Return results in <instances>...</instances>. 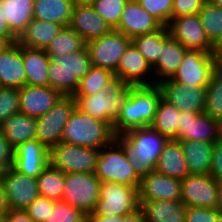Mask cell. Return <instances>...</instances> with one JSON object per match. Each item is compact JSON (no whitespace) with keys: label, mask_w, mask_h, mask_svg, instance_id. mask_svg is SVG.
<instances>
[{"label":"cell","mask_w":222,"mask_h":222,"mask_svg":"<svg viewBox=\"0 0 222 222\" xmlns=\"http://www.w3.org/2000/svg\"><path fill=\"white\" fill-rule=\"evenodd\" d=\"M161 97L162 91L158 83L130 85L129 96L113 124L115 135L120 137L129 130L149 127Z\"/></svg>","instance_id":"1"},{"label":"cell","mask_w":222,"mask_h":222,"mask_svg":"<svg viewBox=\"0 0 222 222\" xmlns=\"http://www.w3.org/2000/svg\"><path fill=\"white\" fill-rule=\"evenodd\" d=\"M110 145V146H109ZM103 149H106L105 151ZM101 148L95 175L104 182L139 187L142 170L132 159L128 146L121 137ZM108 150V151H107Z\"/></svg>","instance_id":"2"},{"label":"cell","mask_w":222,"mask_h":222,"mask_svg":"<svg viewBox=\"0 0 222 222\" xmlns=\"http://www.w3.org/2000/svg\"><path fill=\"white\" fill-rule=\"evenodd\" d=\"M130 85L114 75L103 90L90 96H73L76 107L93 118L108 123L112 128L117 115L129 96Z\"/></svg>","instance_id":"3"},{"label":"cell","mask_w":222,"mask_h":222,"mask_svg":"<svg viewBox=\"0 0 222 222\" xmlns=\"http://www.w3.org/2000/svg\"><path fill=\"white\" fill-rule=\"evenodd\" d=\"M49 87L62 96H73L82 80L90 71L92 62L85 46L82 50L63 56H49Z\"/></svg>","instance_id":"4"},{"label":"cell","mask_w":222,"mask_h":222,"mask_svg":"<svg viewBox=\"0 0 222 222\" xmlns=\"http://www.w3.org/2000/svg\"><path fill=\"white\" fill-rule=\"evenodd\" d=\"M116 137L108 123L93 118L76 107L64 127L61 142L101 149Z\"/></svg>","instance_id":"5"},{"label":"cell","mask_w":222,"mask_h":222,"mask_svg":"<svg viewBox=\"0 0 222 222\" xmlns=\"http://www.w3.org/2000/svg\"><path fill=\"white\" fill-rule=\"evenodd\" d=\"M142 171L153 170L168 139L150 127L129 130L120 136Z\"/></svg>","instance_id":"6"},{"label":"cell","mask_w":222,"mask_h":222,"mask_svg":"<svg viewBox=\"0 0 222 222\" xmlns=\"http://www.w3.org/2000/svg\"><path fill=\"white\" fill-rule=\"evenodd\" d=\"M140 208L138 187L113 182H104L100 186L99 200L94 211L88 215L124 216Z\"/></svg>","instance_id":"7"},{"label":"cell","mask_w":222,"mask_h":222,"mask_svg":"<svg viewBox=\"0 0 222 222\" xmlns=\"http://www.w3.org/2000/svg\"><path fill=\"white\" fill-rule=\"evenodd\" d=\"M100 149L59 142L49 148V165L63 173H95Z\"/></svg>","instance_id":"8"},{"label":"cell","mask_w":222,"mask_h":222,"mask_svg":"<svg viewBox=\"0 0 222 222\" xmlns=\"http://www.w3.org/2000/svg\"><path fill=\"white\" fill-rule=\"evenodd\" d=\"M101 183L94 173H65L62 201L91 214L99 200Z\"/></svg>","instance_id":"9"},{"label":"cell","mask_w":222,"mask_h":222,"mask_svg":"<svg viewBox=\"0 0 222 222\" xmlns=\"http://www.w3.org/2000/svg\"><path fill=\"white\" fill-rule=\"evenodd\" d=\"M217 69V60L211 53L187 50L170 79L190 88L206 87Z\"/></svg>","instance_id":"10"},{"label":"cell","mask_w":222,"mask_h":222,"mask_svg":"<svg viewBox=\"0 0 222 222\" xmlns=\"http://www.w3.org/2000/svg\"><path fill=\"white\" fill-rule=\"evenodd\" d=\"M75 108L73 96H61L46 114L36 118V139L48 148L61 142L64 127Z\"/></svg>","instance_id":"11"},{"label":"cell","mask_w":222,"mask_h":222,"mask_svg":"<svg viewBox=\"0 0 222 222\" xmlns=\"http://www.w3.org/2000/svg\"><path fill=\"white\" fill-rule=\"evenodd\" d=\"M131 39L112 29L108 34L86 43L93 66L111 70L113 73Z\"/></svg>","instance_id":"12"},{"label":"cell","mask_w":222,"mask_h":222,"mask_svg":"<svg viewBox=\"0 0 222 222\" xmlns=\"http://www.w3.org/2000/svg\"><path fill=\"white\" fill-rule=\"evenodd\" d=\"M10 210L26 209L38 196L37 179L26 176L13 166L0 172Z\"/></svg>","instance_id":"13"},{"label":"cell","mask_w":222,"mask_h":222,"mask_svg":"<svg viewBox=\"0 0 222 222\" xmlns=\"http://www.w3.org/2000/svg\"><path fill=\"white\" fill-rule=\"evenodd\" d=\"M219 187L210 174H189L181 180V201L186 207L215 208Z\"/></svg>","instance_id":"14"},{"label":"cell","mask_w":222,"mask_h":222,"mask_svg":"<svg viewBox=\"0 0 222 222\" xmlns=\"http://www.w3.org/2000/svg\"><path fill=\"white\" fill-rule=\"evenodd\" d=\"M222 138V124L205 113L180 112L177 141L216 142Z\"/></svg>","instance_id":"15"},{"label":"cell","mask_w":222,"mask_h":222,"mask_svg":"<svg viewBox=\"0 0 222 222\" xmlns=\"http://www.w3.org/2000/svg\"><path fill=\"white\" fill-rule=\"evenodd\" d=\"M167 28L170 36L187 50L212 52V43L205 34L198 14L172 18Z\"/></svg>","instance_id":"16"},{"label":"cell","mask_w":222,"mask_h":222,"mask_svg":"<svg viewBox=\"0 0 222 222\" xmlns=\"http://www.w3.org/2000/svg\"><path fill=\"white\" fill-rule=\"evenodd\" d=\"M162 97L180 112L204 113L206 87H189L172 79L160 81Z\"/></svg>","instance_id":"17"},{"label":"cell","mask_w":222,"mask_h":222,"mask_svg":"<svg viewBox=\"0 0 222 222\" xmlns=\"http://www.w3.org/2000/svg\"><path fill=\"white\" fill-rule=\"evenodd\" d=\"M138 196L139 201L181 200V180L154 170L142 171Z\"/></svg>","instance_id":"18"},{"label":"cell","mask_w":222,"mask_h":222,"mask_svg":"<svg viewBox=\"0 0 222 222\" xmlns=\"http://www.w3.org/2000/svg\"><path fill=\"white\" fill-rule=\"evenodd\" d=\"M48 165L49 148L36 138L14 149L13 167L26 176L37 178Z\"/></svg>","instance_id":"19"},{"label":"cell","mask_w":222,"mask_h":222,"mask_svg":"<svg viewBox=\"0 0 222 222\" xmlns=\"http://www.w3.org/2000/svg\"><path fill=\"white\" fill-rule=\"evenodd\" d=\"M162 27L163 25L136 0H128L115 30L133 39L136 36L157 31Z\"/></svg>","instance_id":"20"},{"label":"cell","mask_w":222,"mask_h":222,"mask_svg":"<svg viewBox=\"0 0 222 222\" xmlns=\"http://www.w3.org/2000/svg\"><path fill=\"white\" fill-rule=\"evenodd\" d=\"M20 113L38 118L46 114L61 98V94L49 86L25 85L18 89Z\"/></svg>","instance_id":"21"},{"label":"cell","mask_w":222,"mask_h":222,"mask_svg":"<svg viewBox=\"0 0 222 222\" xmlns=\"http://www.w3.org/2000/svg\"><path fill=\"white\" fill-rule=\"evenodd\" d=\"M151 69L152 67L131 42L121 56L114 75L120 77L127 85H151L155 82L147 80L146 77Z\"/></svg>","instance_id":"22"},{"label":"cell","mask_w":222,"mask_h":222,"mask_svg":"<svg viewBox=\"0 0 222 222\" xmlns=\"http://www.w3.org/2000/svg\"><path fill=\"white\" fill-rule=\"evenodd\" d=\"M87 43L108 34L112 29L91 5L74 6L68 25Z\"/></svg>","instance_id":"23"},{"label":"cell","mask_w":222,"mask_h":222,"mask_svg":"<svg viewBox=\"0 0 222 222\" xmlns=\"http://www.w3.org/2000/svg\"><path fill=\"white\" fill-rule=\"evenodd\" d=\"M25 85L22 46L15 42L0 53V87L19 89Z\"/></svg>","instance_id":"24"},{"label":"cell","mask_w":222,"mask_h":222,"mask_svg":"<svg viewBox=\"0 0 222 222\" xmlns=\"http://www.w3.org/2000/svg\"><path fill=\"white\" fill-rule=\"evenodd\" d=\"M145 222H185L186 206L181 200L139 201Z\"/></svg>","instance_id":"25"},{"label":"cell","mask_w":222,"mask_h":222,"mask_svg":"<svg viewBox=\"0 0 222 222\" xmlns=\"http://www.w3.org/2000/svg\"><path fill=\"white\" fill-rule=\"evenodd\" d=\"M154 171L179 180L189 175L183 149L179 141L168 140L157 159Z\"/></svg>","instance_id":"26"},{"label":"cell","mask_w":222,"mask_h":222,"mask_svg":"<svg viewBox=\"0 0 222 222\" xmlns=\"http://www.w3.org/2000/svg\"><path fill=\"white\" fill-rule=\"evenodd\" d=\"M26 85L49 86V65L51 58L45 50L22 46Z\"/></svg>","instance_id":"27"},{"label":"cell","mask_w":222,"mask_h":222,"mask_svg":"<svg viewBox=\"0 0 222 222\" xmlns=\"http://www.w3.org/2000/svg\"><path fill=\"white\" fill-rule=\"evenodd\" d=\"M63 27L51 21L33 18L17 42L21 46L45 50Z\"/></svg>","instance_id":"28"},{"label":"cell","mask_w":222,"mask_h":222,"mask_svg":"<svg viewBox=\"0 0 222 222\" xmlns=\"http://www.w3.org/2000/svg\"><path fill=\"white\" fill-rule=\"evenodd\" d=\"M36 118L22 113L11 115L0 126V131L15 149L18 145L36 138Z\"/></svg>","instance_id":"29"},{"label":"cell","mask_w":222,"mask_h":222,"mask_svg":"<svg viewBox=\"0 0 222 222\" xmlns=\"http://www.w3.org/2000/svg\"><path fill=\"white\" fill-rule=\"evenodd\" d=\"M179 142L183 149L189 174H210L215 142L193 140Z\"/></svg>","instance_id":"30"},{"label":"cell","mask_w":222,"mask_h":222,"mask_svg":"<svg viewBox=\"0 0 222 222\" xmlns=\"http://www.w3.org/2000/svg\"><path fill=\"white\" fill-rule=\"evenodd\" d=\"M33 5L34 0H1V15L17 38L33 19Z\"/></svg>","instance_id":"31"},{"label":"cell","mask_w":222,"mask_h":222,"mask_svg":"<svg viewBox=\"0 0 222 222\" xmlns=\"http://www.w3.org/2000/svg\"><path fill=\"white\" fill-rule=\"evenodd\" d=\"M187 49L177 40L170 37L163 45L160 52V57L152 66V70L162 79L155 80L159 83L165 79L171 78L179 68L183 56Z\"/></svg>","instance_id":"32"},{"label":"cell","mask_w":222,"mask_h":222,"mask_svg":"<svg viewBox=\"0 0 222 222\" xmlns=\"http://www.w3.org/2000/svg\"><path fill=\"white\" fill-rule=\"evenodd\" d=\"M74 4L72 0H34L33 18L67 27Z\"/></svg>","instance_id":"33"},{"label":"cell","mask_w":222,"mask_h":222,"mask_svg":"<svg viewBox=\"0 0 222 222\" xmlns=\"http://www.w3.org/2000/svg\"><path fill=\"white\" fill-rule=\"evenodd\" d=\"M180 111L163 97L159 100L150 128L168 140H177Z\"/></svg>","instance_id":"34"},{"label":"cell","mask_w":222,"mask_h":222,"mask_svg":"<svg viewBox=\"0 0 222 222\" xmlns=\"http://www.w3.org/2000/svg\"><path fill=\"white\" fill-rule=\"evenodd\" d=\"M170 37L171 36L168 28L163 26L157 31L136 36L131 39V42L152 67L157 62V59L160 57L162 45Z\"/></svg>","instance_id":"35"},{"label":"cell","mask_w":222,"mask_h":222,"mask_svg":"<svg viewBox=\"0 0 222 222\" xmlns=\"http://www.w3.org/2000/svg\"><path fill=\"white\" fill-rule=\"evenodd\" d=\"M36 179L40 196L62 201L65 173L48 165Z\"/></svg>","instance_id":"36"},{"label":"cell","mask_w":222,"mask_h":222,"mask_svg":"<svg viewBox=\"0 0 222 222\" xmlns=\"http://www.w3.org/2000/svg\"><path fill=\"white\" fill-rule=\"evenodd\" d=\"M86 46L84 39L69 26L63 27L50 42L45 52L48 56H63L82 50Z\"/></svg>","instance_id":"37"},{"label":"cell","mask_w":222,"mask_h":222,"mask_svg":"<svg viewBox=\"0 0 222 222\" xmlns=\"http://www.w3.org/2000/svg\"><path fill=\"white\" fill-rule=\"evenodd\" d=\"M204 113L222 124V71L219 68L206 86Z\"/></svg>","instance_id":"38"},{"label":"cell","mask_w":222,"mask_h":222,"mask_svg":"<svg viewBox=\"0 0 222 222\" xmlns=\"http://www.w3.org/2000/svg\"><path fill=\"white\" fill-rule=\"evenodd\" d=\"M114 76L111 70L92 66L88 74L79 81L73 96H90L103 90L107 82Z\"/></svg>","instance_id":"39"},{"label":"cell","mask_w":222,"mask_h":222,"mask_svg":"<svg viewBox=\"0 0 222 222\" xmlns=\"http://www.w3.org/2000/svg\"><path fill=\"white\" fill-rule=\"evenodd\" d=\"M198 15L207 38L213 44L222 33V7L206 0Z\"/></svg>","instance_id":"40"},{"label":"cell","mask_w":222,"mask_h":222,"mask_svg":"<svg viewBox=\"0 0 222 222\" xmlns=\"http://www.w3.org/2000/svg\"><path fill=\"white\" fill-rule=\"evenodd\" d=\"M127 2L128 0H95L91 6L111 29H116Z\"/></svg>","instance_id":"41"},{"label":"cell","mask_w":222,"mask_h":222,"mask_svg":"<svg viewBox=\"0 0 222 222\" xmlns=\"http://www.w3.org/2000/svg\"><path fill=\"white\" fill-rule=\"evenodd\" d=\"M45 222H86V214L64 201H55Z\"/></svg>","instance_id":"42"},{"label":"cell","mask_w":222,"mask_h":222,"mask_svg":"<svg viewBox=\"0 0 222 222\" xmlns=\"http://www.w3.org/2000/svg\"><path fill=\"white\" fill-rule=\"evenodd\" d=\"M148 13L167 27L172 19L173 0H136Z\"/></svg>","instance_id":"43"},{"label":"cell","mask_w":222,"mask_h":222,"mask_svg":"<svg viewBox=\"0 0 222 222\" xmlns=\"http://www.w3.org/2000/svg\"><path fill=\"white\" fill-rule=\"evenodd\" d=\"M18 89L0 87V126L11 115L20 113Z\"/></svg>","instance_id":"44"},{"label":"cell","mask_w":222,"mask_h":222,"mask_svg":"<svg viewBox=\"0 0 222 222\" xmlns=\"http://www.w3.org/2000/svg\"><path fill=\"white\" fill-rule=\"evenodd\" d=\"M54 200L38 196L25 210L34 222H45L49 210L53 208Z\"/></svg>","instance_id":"45"},{"label":"cell","mask_w":222,"mask_h":222,"mask_svg":"<svg viewBox=\"0 0 222 222\" xmlns=\"http://www.w3.org/2000/svg\"><path fill=\"white\" fill-rule=\"evenodd\" d=\"M219 216L215 208L186 207L185 222H214Z\"/></svg>","instance_id":"46"},{"label":"cell","mask_w":222,"mask_h":222,"mask_svg":"<svg viewBox=\"0 0 222 222\" xmlns=\"http://www.w3.org/2000/svg\"><path fill=\"white\" fill-rule=\"evenodd\" d=\"M206 0H173L172 18L198 14Z\"/></svg>","instance_id":"47"},{"label":"cell","mask_w":222,"mask_h":222,"mask_svg":"<svg viewBox=\"0 0 222 222\" xmlns=\"http://www.w3.org/2000/svg\"><path fill=\"white\" fill-rule=\"evenodd\" d=\"M14 165V149L0 131V172Z\"/></svg>","instance_id":"48"},{"label":"cell","mask_w":222,"mask_h":222,"mask_svg":"<svg viewBox=\"0 0 222 222\" xmlns=\"http://www.w3.org/2000/svg\"><path fill=\"white\" fill-rule=\"evenodd\" d=\"M210 175L222 183V138L214 143Z\"/></svg>","instance_id":"49"},{"label":"cell","mask_w":222,"mask_h":222,"mask_svg":"<svg viewBox=\"0 0 222 222\" xmlns=\"http://www.w3.org/2000/svg\"><path fill=\"white\" fill-rule=\"evenodd\" d=\"M3 222H34L25 210H9L3 217Z\"/></svg>","instance_id":"50"},{"label":"cell","mask_w":222,"mask_h":222,"mask_svg":"<svg viewBox=\"0 0 222 222\" xmlns=\"http://www.w3.org/2000/svg\"><path fill=\"white\" fill-rule=\"evenodd\" d=\"M86 222H122V216L86 215Z\"/></svg>","instance_id":"51"},{"label":"cell","mask_w":222,"mask_h":222,"mask_svg":"<svg viewBox=\"0 0 222 222\" xmlns=\"http://www.w3.org/2000/svg\"><path fill=\"white\" fill-rule=\"evenodd\" d=\"M211 54L215 57L218 64L222 61V33L217 38V40L212 44Z\"/></svg>","instance_id":"52"},{"label":"cell","mask_w":222,"mask_h":222,"mask_svg":"<svg viewBox=\"0 0 222 222\" xmlns=\"http://www.w3.org/2000/svg\"><path fill=\"white\" fill-rule=\"evenodd\" d=\"M122 222H145L144 215L139 208L135 212L122 216Z\"/></svg>","instance_id":"53"},{"label":"cell","mask_w":222,"mask_h":222,"mask_svg":"<svg viewBox=\"0 0 222 222\" xmlns=\"http://www.w3.org/2000/svg\"><path fill=\"white\" fill-rule=\"evenodd\" d=\"M9 210L4 185L0 180V215H5Z\"/></svg>","instance_id":"54"},{"label":"cell","mask_w":222,"mask_h":222,"mask_svg":"<svg viewBox=\"0 0 222 222\" xmlns=\"http://www.w3.org/2000/svg\"><path fill=\"white\" fill-rule=\"evenodd\" d=\"M16 36H1L0 35V53L9 48L13 43L17 42Z\"/></svg>","instance_id":"55"},{"label":"cell","mask_w":222,"mask_h":222,"mask_svg":"<svg viewBox=\"0 0 222 222\" xmlns=\"http://www.w3.org/2000/svg\"><path fill=\"white\" fill-rule=\"evenodd\" d=\"M0 35L1 36H15L8 27L7 22L1 15V0H0Z\"/></svg>","instance_id":"56"},{"label":"cell","mask_w":222,"mask_h":222,"mask_svg":"<svg viewBox=\"0 0 222 222\" xmlns=\"http://www.w3.org/2000/svg\"><path fill=\"white\" fill-rule=\"evenodd\" d=\"M215 209L219 213V215L222 216V183H220V187L218 190L217 205Z\"/></svg>","instance_id":"57"},{"label":"cell","mask_w":222,"mask_h":222,"mask_svg":"<svg viewBox=\"0 0 222 222\" xmlns=\"http://www.w3.org/2000/svg\"><path fill=\"white\" fill-rule=\"evenodd\" d=\"M74 6L92 5L95 0H72Z\"/></svg>","instance_id":"58"},{"label":"cell","mask_w":222,"mask_h":222,"mask_svg":"<svg viewBox=\"0 0 222 222\" xmlns=\"http://www.w3.org/2000/svg\"><path fill=\"white\" fill-rule=\"evenodd\" d=\"M209 1L212 5L222 7V0H207Z\"/></svg>","instance_id":"59"},{"label":"cell","mask_w":222,"mask_h":222,"mask_svg":"<svg viewBox=\"0 0 222 222\" xmlns=\"http://www.w3.org/2000/svg\"><path fill=\"white\" fill-rule=\"evenodd\" d=\"M214 222H222V216L219 215V216L215 219Z\"/></svg>","instance_id":"60"},{"label":"cell","mask_w":222,"mask_h":222,"mask_svg":"<svg viewBox=\"0 0 222 222\" xmlns=\"http://www.w3.org/2000/svg\"><path fill=\"white\" fill-rule=\"evenodd\" d=\"M218 68L222 71V61L218 64Z\"/></svg>","instance_id":"61"},{"label":"cell","mask_w":222,"mask_h":222,"mask_svg":"<svg viewBox=\"0 0 222 222\" xmlns=\"http://www.w3.org/2000/svg\"><path fill=\"white\" fill-rule=\"evenodd\" d=\"M4 215H0V222H3Z\"/></svg>","instance_id":"62"}]
</instances>
